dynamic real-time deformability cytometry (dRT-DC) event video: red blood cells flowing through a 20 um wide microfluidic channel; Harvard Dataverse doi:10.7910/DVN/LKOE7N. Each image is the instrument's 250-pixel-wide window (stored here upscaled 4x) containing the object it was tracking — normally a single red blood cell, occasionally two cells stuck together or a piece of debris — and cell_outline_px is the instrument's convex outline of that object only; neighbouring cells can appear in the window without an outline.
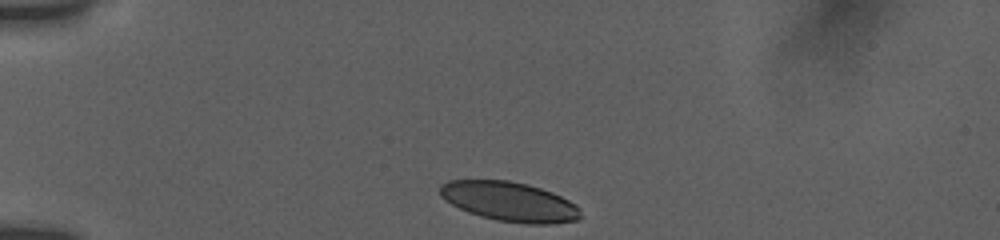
{"species": "human", "species_latin": "Homo sapiens", "temperature_condition": "room temperature", "stored_images_in_passage": 5, "camera_frame_rate_fps": 3000, "um_per_image_px": 0.085, "donor": {"sex": "female"}, "frame": {"image": 1, "passage_image": 1, "time_ms": 0.0, "image_size_px": [1000, 240], "cell_outline_px": [[580, 220], [552, 224], [524, 224], [496, 220], [480, 216], [468, 212], [444, 200], [440, 196], [440, 184], [448, 180], [508, 180], [528, 184], [552, 192], [576, 204], [580, 208]], "centroid_in_image_um": [43.31, 17.14], "position_along_channel_um": 41.7, "area_um2": 32.6}}
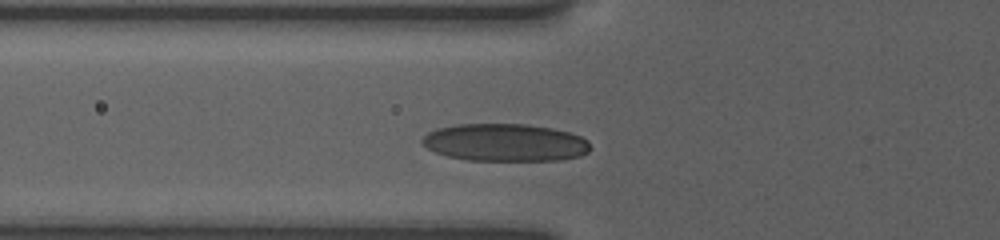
{"frame": {"image": 2, "passage_image": 5, "time_ms": 2.333, "image_size_px": [1000, 240], "cell_outline_px": [[592, 148], [588, 152], [580, 156], [560, 160], [468, 160], [448, 156], [436, 152], [420, 144], [420, 140], [428, 132], [436, 128], [460, 124], [528, 124], [552, 128], [568, 132], [580, 136], [588, 140]], "centroid_in_image_um": [42.94, 12.11], "position_along_channel_um": 82.9, "area_um2": 36.93}}